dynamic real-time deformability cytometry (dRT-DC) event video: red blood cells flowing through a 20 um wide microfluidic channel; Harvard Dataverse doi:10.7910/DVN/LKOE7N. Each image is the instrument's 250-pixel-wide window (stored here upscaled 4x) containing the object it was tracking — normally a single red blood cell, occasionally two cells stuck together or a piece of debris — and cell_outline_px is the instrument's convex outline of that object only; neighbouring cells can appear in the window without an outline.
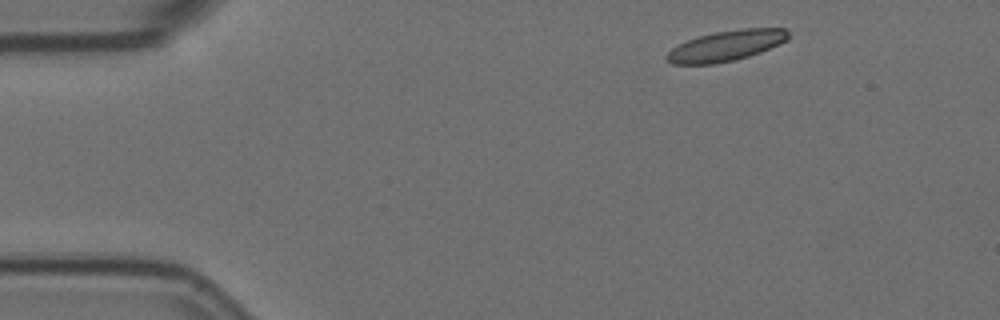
{"species": "Egyptian fruit bat (a non-hibernating species)", "species_latin": "Rousettus aegyptiacus", "temperature_condition": "room temperature", "stored_images_in_passage": 7, "camera_frame_rate_fps": 3000, "um_per_image_px": 0.085, "animal": {"sex": "female"}, "frame": {"image": 1, "passage_image": 1, "time_ms": 0.0, "image_size_px": [1000, 320], "cell_outline_px": [[788, 40], [760, 52], [748, 56], [732, 60], [712, 64], [672, 64], [664, 56], [672, 48], [688, 40], [700, 36], [716, 32], [740, 28], [784, 28], [788, 32]], "centroid_in_image_um": [61.73, 3.88], "position_along_channel_um": 23.3, "area_um2": 21.33}}
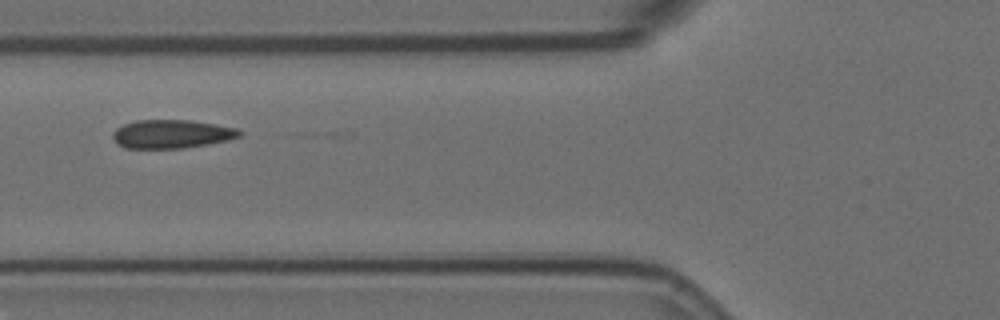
{"frame": {"image": 2, "passage_image": 5, "time_ms": 1.333, "image_size_px": [1000, 320], "cell_outline_px": [[244, 132], [240, 136], [228, 140], [208, 144], [184, 148], [124, 148], [116, 144], [112, 136], [112, 132], [116, 128], [124, 124], [136, 120], [192, 120], [236, 128]], "centroid_in_image_um": [14.57, 11.39], "position_along_channel_um": 111.2, "area_um2": 21.21}}
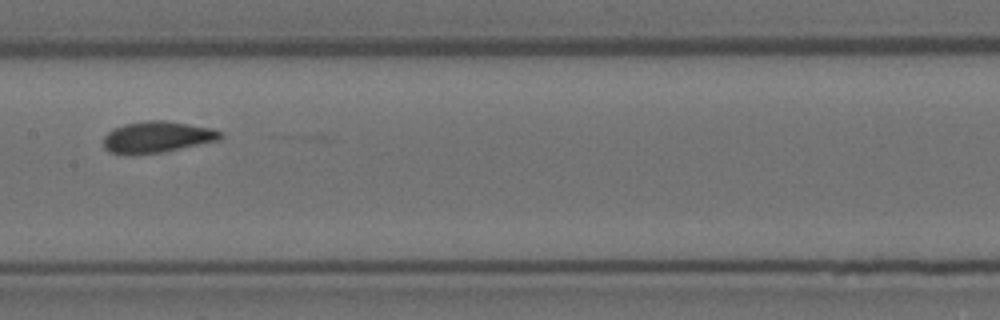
{"frame": {"image": 3, "passage_image": 7, "time_ms": 2.0, "image_size_px": [1000, 320], "cell_outline_px": [[224, 136], [220, 140], [160, 152], [108, 152], [104, 148], [104, 136], [112, 128], [124, 124], [148, 120], [164, 120], [212, 128], [224, 132]], "centroid_in_image_um": [13.41, 11.6], "position_along_channel_um": 194.0, "area_um2": 20.87}}